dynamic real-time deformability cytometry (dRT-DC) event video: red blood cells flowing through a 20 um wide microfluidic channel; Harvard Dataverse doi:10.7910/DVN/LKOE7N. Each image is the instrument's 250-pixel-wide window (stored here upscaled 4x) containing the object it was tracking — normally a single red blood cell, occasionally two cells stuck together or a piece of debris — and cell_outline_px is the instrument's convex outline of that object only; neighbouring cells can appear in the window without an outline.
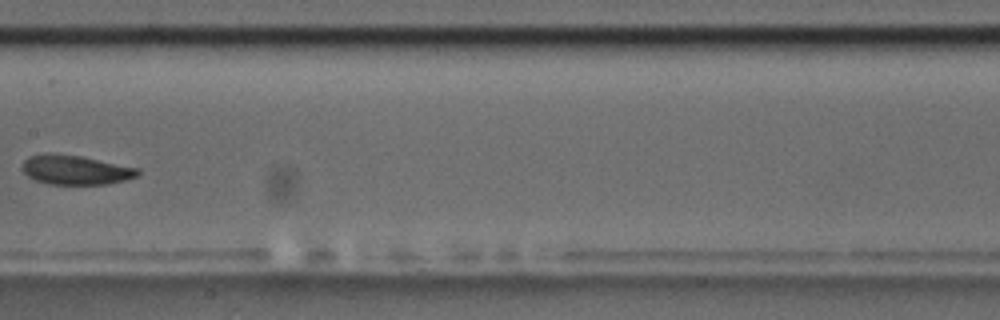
{"species": "common noctule bat (a hibernating species)", "species_latin": "Nyctalus noctula", "temperature_condition": "room temperature", "stored_images_in_passage": 9, "camera_frame_rate_fps": 3000, "um_per_image_px": 0.085, "animal": {"sex": "male", "body_mass_g": 17.5, "forearm_length_mm": 52.3}, "frame": {"image": 1, "passage_image": 8, "time_ms": 9.333, "image_size_px": [1000, 320], "cell_outline_px": [[140, 172], [136, 176], [124, 180], [104, 184], [48, 184], [36, 180], [28, 176], [24, 172], [24, 160], [28, 156], [44, 152], [52, 152], [80, 156], [140, 168]], "centroid_in_image_um": [6.4, 14.42], "position_along_channel_um": 201.0, "area_um2": 19.77}}
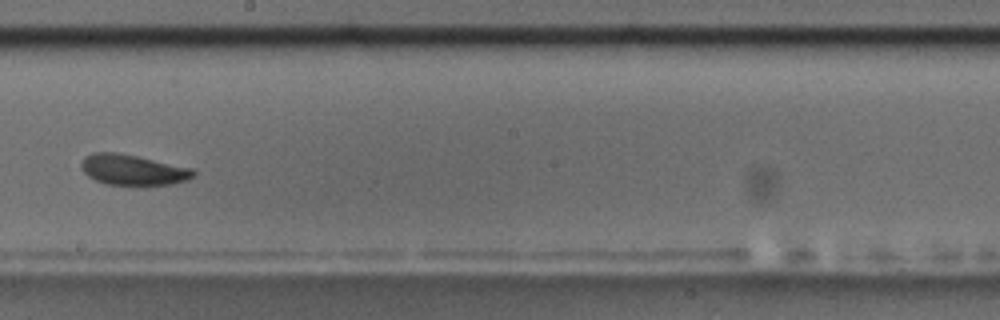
{"frame": {"image": 2, "passage_image": 9, "time_ms": 10.333, "image_size_px": [1000, 320], "cell_outline_px": [[196, 176], [188, 180], [172, 184], [108, 184], [96, 180], [88, 176], [80, 168], [80, 164], [84, 156], [92, 152], [116, 152], [196, 168]], "centroid_in_image_um": [11.33, 14.42], "position_along_channel_um": 236.9, "area_um2": 20.06}}